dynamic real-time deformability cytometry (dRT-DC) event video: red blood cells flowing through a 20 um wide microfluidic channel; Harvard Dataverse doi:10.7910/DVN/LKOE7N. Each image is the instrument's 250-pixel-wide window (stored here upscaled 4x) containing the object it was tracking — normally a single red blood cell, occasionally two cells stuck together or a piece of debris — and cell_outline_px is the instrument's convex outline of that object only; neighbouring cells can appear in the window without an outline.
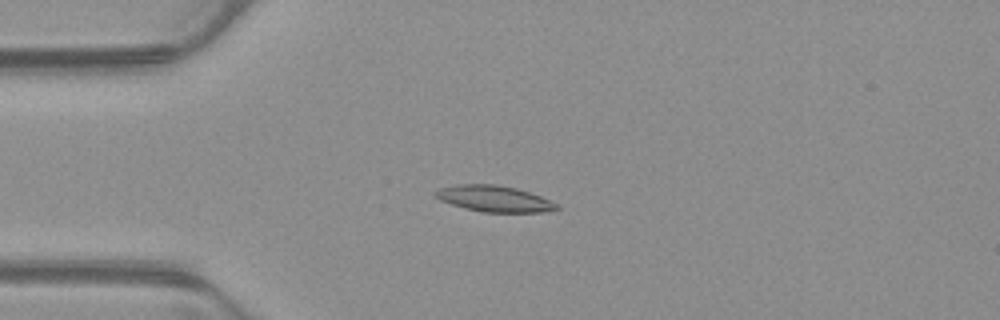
{"species": "common noctule bat (a hibernating species)", "species_latin": "Nyctalus noctula", "temperature_condition": "warm", "stored_images_in_passage": 42, "camera_frame_rate_fps": 3000, "um_per_image_px": 0.085, "animal": {"sex": "male", "body_mass_g": 23.1, "forearm_length_mm": 52.7}, "frame": {"image": 1, "passage_image": 2, "time_ms": 0.333, "image_size_px": [1000, 320], "cell_outline_px": [[560, 208], [544, 212], [484, 212], [464, 208], [440, 200], [432, 192], [440, 188], [456, 184], [496, 184], [516, 188], [540, 196], [560, 204]], "centroid_in_image_um": [42.01, 16.88], "position_along_channel_um": 43.0, "area_um2": 18.5}}
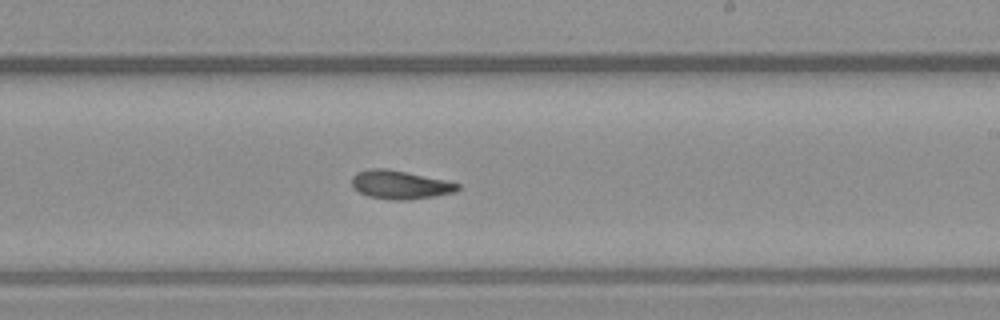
{"frame": {"image": 2, "passage_image": 20, "time_ms": 6.333, "image_size_px": [1000, 320], "cell_outline_px": [[460, 188], [456, 192], [432, 196], [404, 200], [392, 200], [368, 196], [352, 188], [352, 176], [356, 172], [368, 168], [388, 168], [444, 180], [460, 184]], "centroid_in_image_um": [33.96, 15.69], "position_along_channel_um": 255.0, "area_um2": 17.57}}
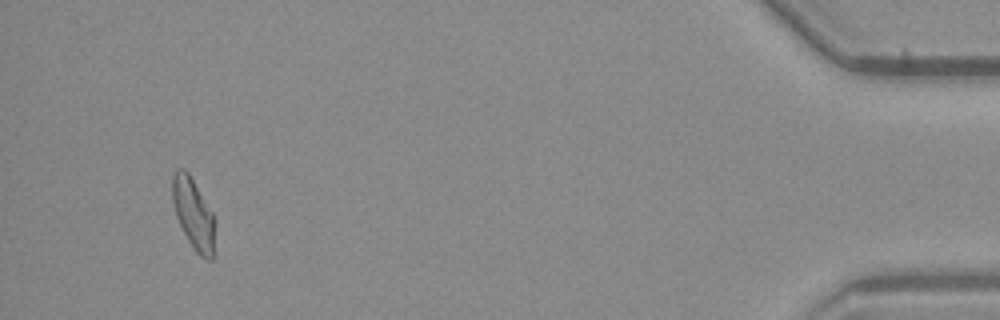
{"frame": {"image": 3, "passage_image": 39, "time_ms": 12.667, "image_size_px": [1000, 320], "cell_outline_px": [[216, 224], [212, 260], [204, 260], [196, 252], [188, 240], [176, 216], [172, 200], [172, 172], [176, 168], [184, 168], [188, 172], [212, 212]], "centroid_in_image_um": [16.44, 18.17], "position_along_channel_um": 418.8, "area_um2": 17.69}, "authors_computed_cell_mechanics": {"area_um2": 17.5134, "velocity_mm_per_s": 3.8668, "shape_relaxation_time_tau1_ms": 7.6945, "shape_relaxation_time_tau2_ms": 4.5833, "deformation_change_tau1": 0.1926, "deformation_change_tau2": 0.1202}}